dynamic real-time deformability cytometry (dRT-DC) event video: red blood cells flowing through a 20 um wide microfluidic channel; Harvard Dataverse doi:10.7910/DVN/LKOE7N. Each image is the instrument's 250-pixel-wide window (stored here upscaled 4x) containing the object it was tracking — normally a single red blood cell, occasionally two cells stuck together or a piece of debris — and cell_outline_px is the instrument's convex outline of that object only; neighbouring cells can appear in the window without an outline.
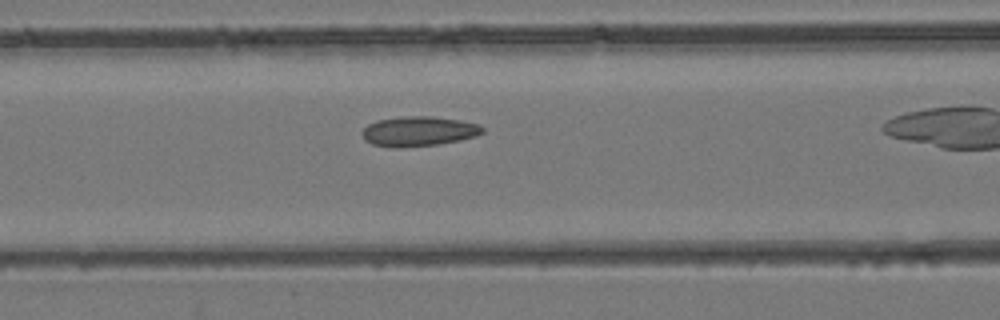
{"species": "common noctule bat (a hibernating species)", "species_latin": "Nyctalus noctula", "temperature_condition": "room temperature", "stored_images_in_passage": 30, "camera_frame_rate_fps": 3000, "um_per_image_px": 0.085, "animal": {"sex": "female", "body_mass_g": 24.6, "forearm_length_mm": 56.2}, "frame": {"image": 1, "passage_image": 14, "time_ms": 4.333, "image_size_px": [1000, 320], "cell_outline_px": [[484, 132], [476, 136], [460, 140], [436, 144], [396, 148], [372, 144], [364, 140], [360, 132], [368, 124], [376, 120], [400, 116], [432, 116], [460, 120], [480, 124], [484, 128]], "centroid_in_image_um": [35.56, 11.15], "position_along_channel_um": 131.0, "area_um2": 21.1}}
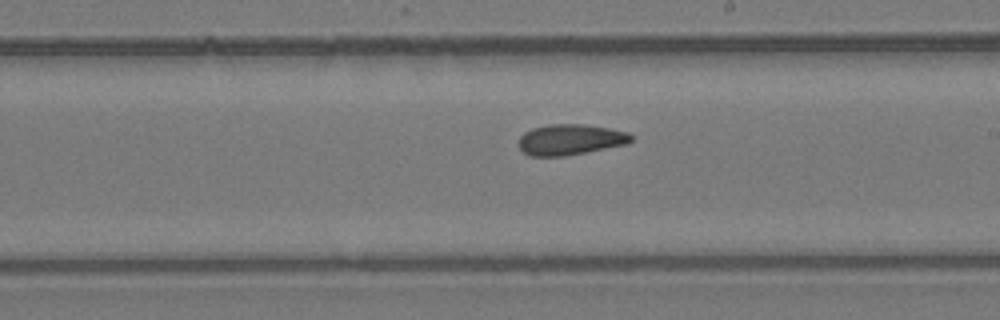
{"frame": {"image": 2, "passage_image": 21, "time_ms": 6.667, "image_size_px": [1000, 320], "cell_outline_px": [[632, 140], [628, 144], [564, 156], [528, 156], [520, 148], [520, 136], [524, 132], [532, 128], [548, 124], [580, 124], [608, 128], [628, 132], [632, 136]], "centroid_in_image_um": [48.47, 11.86], "position_along_channel_um": 240.5, "area_um2": 20.06}}
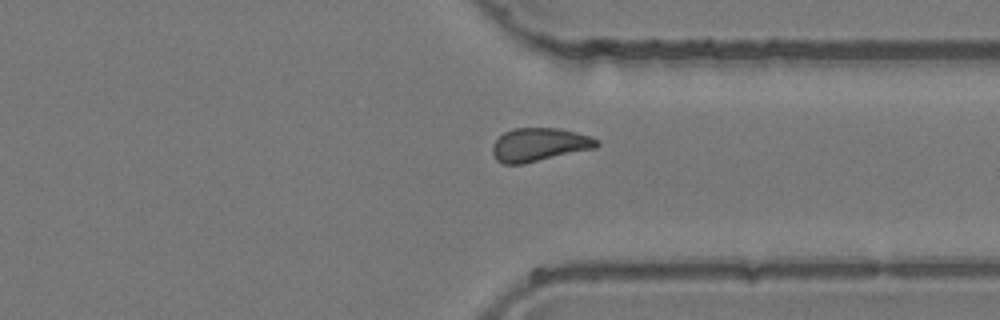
{"frame": {"image": 3, "passage_image": 29, "time_ms": 9.333, "image_size_px": [1000, 320], "cell_outline_px": [[600, 144], [596, 148], [524, 164], [504, 164], [496, 160], [492, 152], [492, 144], [504, 132], [512, 128], [556, 128], [576, 132], [600, 140]], "centroid_in_image_um": [45.83, 12.3], "position_along_channel_um": 365.6, "area_um2": 20.4}}